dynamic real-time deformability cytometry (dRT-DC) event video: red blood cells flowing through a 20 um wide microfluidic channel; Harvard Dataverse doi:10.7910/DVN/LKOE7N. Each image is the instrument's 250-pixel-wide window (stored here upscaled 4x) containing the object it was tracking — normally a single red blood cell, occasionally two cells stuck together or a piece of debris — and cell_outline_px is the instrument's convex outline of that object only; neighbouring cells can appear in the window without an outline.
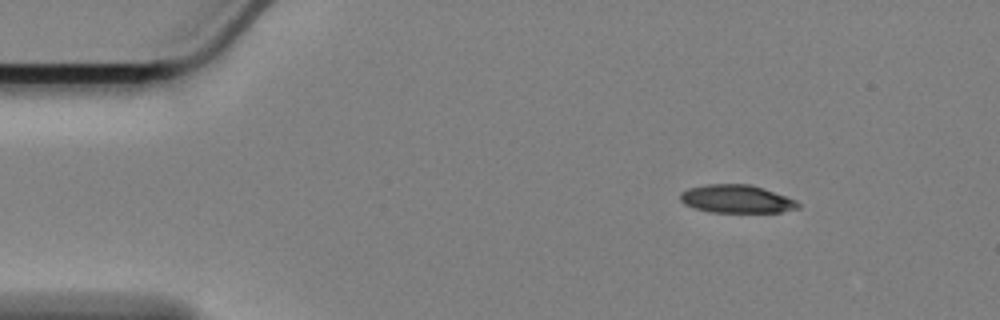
{"species": "Egyptian fruit bat (a non-hibernating species)", "species_latin": "Rousettus aegyptiacus", "temperature_condition": "cold", "stored_images_in_passage": 52, "camera_frame_rate_fps": 3000, "um_per_image_px": 0.085, "animal": {"sex": "female"}, "frame": {"image": 1, "passage_image": 1, "time_ms": 0.0, "image_size_px": [1000, 320], "cell_outline_px": [[800, 208], [780, 212], [712, 212], [696, 208], [684, 204], [680, 200], [680, 192], [688, 188], [708, 184], [748, 184], [796, 200], [800, 204]], "centroid_in_image_um": [62.58, 16.92], "position_along_channel_um": 22.4, "area_um2": 19.02}}
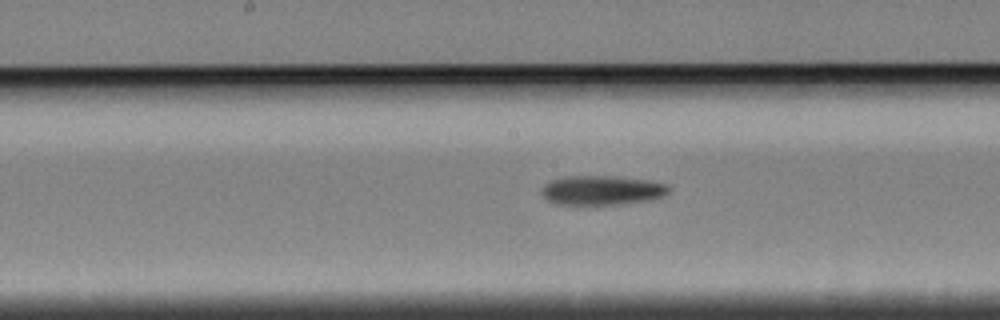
{"frame": {"image": 2, "passage_image": 23, "time_ms": 7.333, "image_size_px": [1000, 320], "cell_outline_px": [[668, 192], [652, 200], [624, 204], [556, 204], [548, 200], [540, 192], [544, 184], [552, 180], [564, 176], [612, 176], [648, 180], [664, 184], [668, 188]], "centroid_in_image_um": [51.12, 16.17], "position_along_channel_um": 197.1, "area_um2": 21.62}}
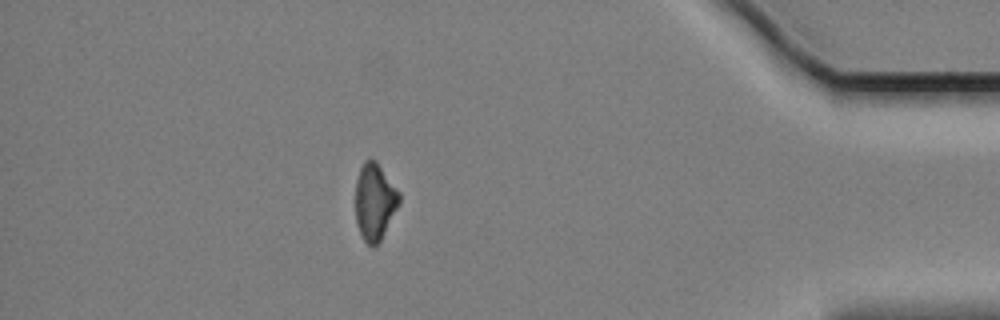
{"frame": {"image": 3, "passage_image": 45, "time_ms": 14.667, "image_size_px": [1000, 320], "cell_outline_px": [[400, 204], [380, 240], [372, 248], [364, 240], [360, 232], [356, 220], [356, 180], [360, 168], [364, 160], [368, 156], [376, 160], [400, 192]], "centroid_in_image_um": [31.86, 17.09], "position_along_channel_um": 403.3, "area_um2": 19.65}, "authors_computed_cell_mechanics": {"area_um2": 21.3282, "velocity_mm_per_s": 3.4036, "shape_relaxation_time_tau1_ms": 5.177, "shape_relaxation_time_tau2_ms": null, "deformation_change_tau1": 0.1424, "deformation_change_tau2": null}}